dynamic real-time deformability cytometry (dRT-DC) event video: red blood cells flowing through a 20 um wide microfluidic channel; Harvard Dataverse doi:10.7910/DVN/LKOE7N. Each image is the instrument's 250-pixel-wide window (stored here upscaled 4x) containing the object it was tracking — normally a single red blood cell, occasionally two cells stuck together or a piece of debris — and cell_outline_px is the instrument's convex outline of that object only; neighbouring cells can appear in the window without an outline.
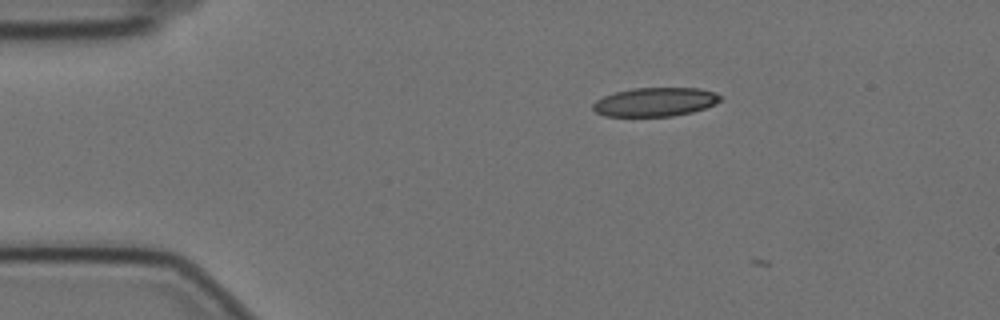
{"species": "Egyptian fruit bat (a non-hibernating species)", "species_latin": "Rousettus aegyptiacus", "temperature_condition": "cold", "stored_images_in_passage": 3, "camera_frame_rate_fps": 3000, "um_per_image_px": 0.085, "animal": {"sex": "female"}, "frame": {"image": 1, "passage_image": 2, "time_ms": 0.333, "image_size_px": [1000, 320], "cell_outline_px": [[720, 100], [716, 104], [692, 112], [672, 116], [604, 116], [596, 112], [592, 108], [592, 104], [596, 100], [604, 96], [616, 92], [632, 88], [700, 88], [716, 92], [720, 96]], "centroid_in_image_um": [55.68, 8.66], "position_along_channel_um": 29.3, "area_um2": 21.39}}